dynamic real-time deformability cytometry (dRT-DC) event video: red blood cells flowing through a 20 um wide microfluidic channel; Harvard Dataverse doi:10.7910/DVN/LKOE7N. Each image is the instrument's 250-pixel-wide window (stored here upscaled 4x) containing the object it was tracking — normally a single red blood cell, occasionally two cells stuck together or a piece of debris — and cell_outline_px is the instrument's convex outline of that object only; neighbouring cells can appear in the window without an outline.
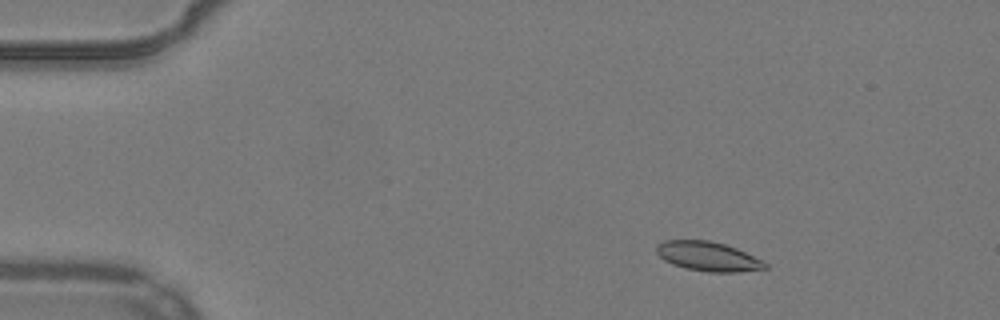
{"species": "common noctule bat (a hibernating species)", "species_latin": "Nyctalus noctula", "temperature_condition": "warm", "stored_images_in_passage": 30, "camera_frame_rate_fps": 3000, "um_per_image_px": 0.085, "animal": {"sex": "male", "body_mass_g": 19.2, "forearm_length_mm": 51.8}, "frame": {"image": 1, "passage_image": 7, "time_ms": 2.0, "image_size_px": [1000, 320], "cell_outline_px": [[768, 268], [740, 272], [708, 272], [684, 268], [672, 264], [664, 260], [656, 252], [656, 244], [664, 240], [708, 240], [724, 244], [736, 248], [764, 260], [768, 264]], "centroid_in_image_um": [60.19, 21.8], "position_along_channel_um": 24.8, "area_um2": 18.79}}
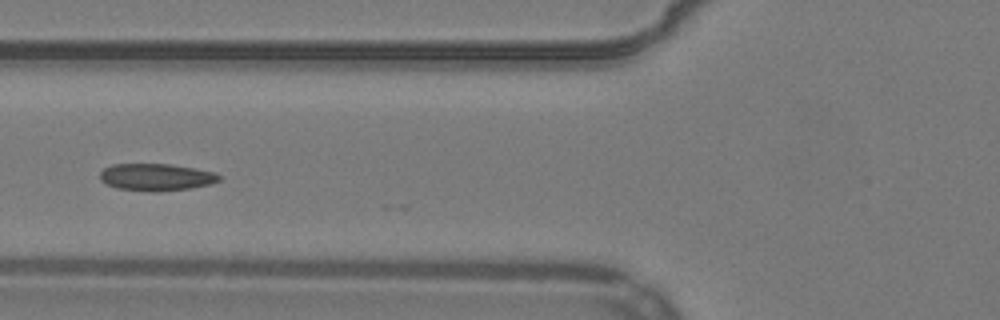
{"frame": {"image": 2, "passage_image": 20, "time_ms": 6.333, "image_size_px": [1000, 320], "cell_outline_px": [[220, 180], [212, 184], [192, 188], [160, 192], [148, 192], [116, 188], [104, 184], [100, 180], [100, 172], [104, 168], [112, 164], [172, 164], [216, 172], [220, 176]], "centroid_in_image_um": [13.27, 15.07], "position_along_channel_um": 112.5, "area_um2": 19.25}}
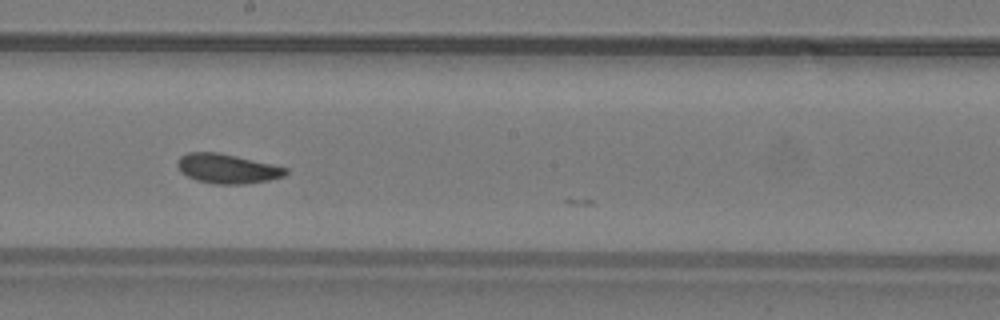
{"frame": {"image": 3, "passage_image": 29, "time_ms": 9.333, "image_size_px": [1000, 320], "cell_outline_px": [[288, 172], [284, 176], [268, 180], [244, 184], [216, 184], [196, 180], [180, 172], [176, 164], [180, 156], [188, 152], [220, 152], [272, 164], [288, 168]], "centroid_in_image_um": [19.3, 14.33], "position_along_channel_um": 228.9, "area_um2": 18.67}}